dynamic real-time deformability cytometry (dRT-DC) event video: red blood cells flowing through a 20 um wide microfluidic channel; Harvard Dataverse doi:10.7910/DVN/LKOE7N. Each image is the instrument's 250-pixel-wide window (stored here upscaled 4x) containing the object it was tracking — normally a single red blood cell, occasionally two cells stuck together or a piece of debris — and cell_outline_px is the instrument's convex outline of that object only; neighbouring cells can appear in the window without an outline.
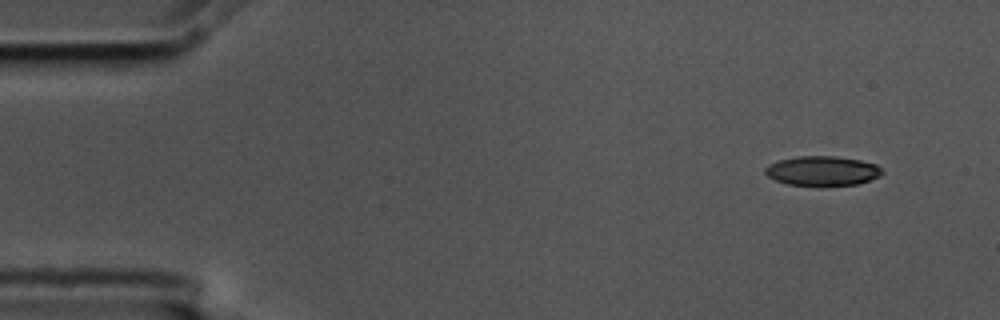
{"species": "common noctule bat (a hibernating species)", "species_latin": "Nyctalus noctula", "temperature_condition": "cold", "stored_images_in_passage": 4, "camera_frame_rate_fps": 3000, "um_per_image_px": 0.085, "animal": {"sex": "male", "body_mass_g": 17.5, "forearm_length_mm": 52.3}, "frame": {"image": 1, "passage_image": 1, "time_ms": 0.0, "image_size_px": [1000, 320], "cell_outline_px": [[884, 172], [880, 176], [856, 184], [788, 184], [776, 180], [768, 176], [764, 172], [764, 168], [768, 164], [780, 160], [796, 156], [836, 156], [860, 160], [876, 164]], "centroid_in_image_um": [69.89, 14.49], "position_along_channel_um": 15.1, "area_um2": 19.71}}
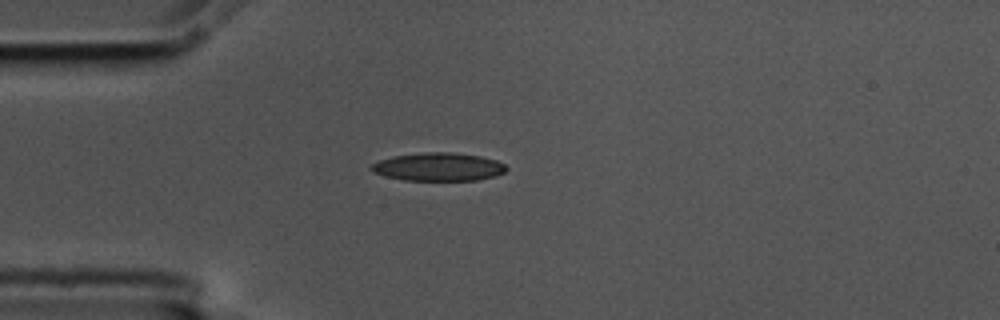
{"frame": {"image": 2, "passage_image": 4, "time_ms": 1.0, "image_size_px": [1000, 320], "cell_outline_px": [[508, 168], [504, 172], [496, 176], [476, 180], [404, 180], [384, 176], [372, 172], [368, 168], [372, 164], [380, 160], [392, 156], [424, 152], [452, 152], [480, 156], [496, 160], [504, 164]], "centroid_in_image_um": [37.25, 14.18], "position_along_channel_um": 47.8, "area_um2": 22.25}}